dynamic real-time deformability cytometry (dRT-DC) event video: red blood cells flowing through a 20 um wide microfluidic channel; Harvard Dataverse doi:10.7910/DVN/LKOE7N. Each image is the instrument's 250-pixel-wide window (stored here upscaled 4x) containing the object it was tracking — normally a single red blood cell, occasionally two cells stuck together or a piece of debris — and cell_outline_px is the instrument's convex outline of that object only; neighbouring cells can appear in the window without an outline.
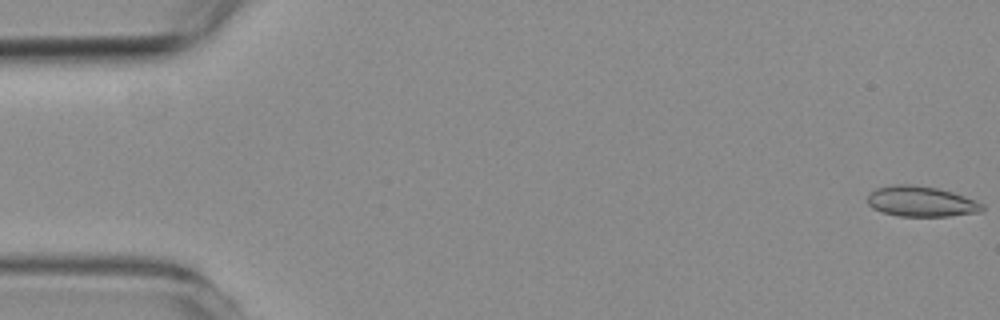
{"species": "common noctule bat (a hibernating species)", "species_latin": "Nyctalus noctula", "temperature_condition": "room temperature", "stored_images_in_passage": 5, "camera_frame_rate_fps": 3000, "um_per_image_px": 0.085, "animal": {"sex": "female", "body_mass_g": 19.3, "forearm_length_mm": 54.1}, "frame": {"image": 1, "passage_image": 1, "time_ms": 0.0, "image_size_px": [1000, 320], "cell_outline_px": [[984, 208], [980, 212], [948, 216], [900, 216], [884, 212], [872, 208], [868, 204], [868, 196], [876, 188], [892, 184], [908, 184], [936, 188], [952, 192], [976, 200], [984, 204]], "centroid_in_image_um": [78.31, 17.12], "position_along_channel_um": 6.7, "area_um2": 20.23}}
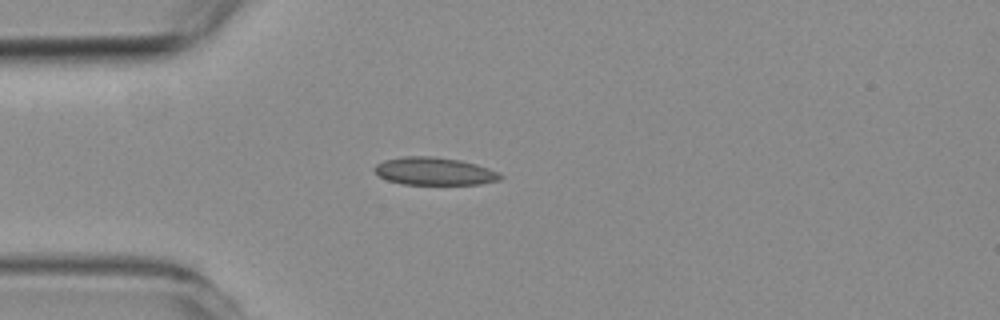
{"frame": {"image": 2, "passage_image": 5, "time_ms": 4.667, "image_size_px": [1000, 320], "cell_outline_px": [[504, 176], [500, 180], [480, 184], [404, 184], [388, 180], [380, 176], [372, 168], [376, 164], [384, 160], [404, 156], [432, 156], [460, 160], [476, 164], [488, 168]], "centroid_in_image_um": [36.91, 14.55], "position_along_channel_um": 48.1, "area_um2": 20.23}}